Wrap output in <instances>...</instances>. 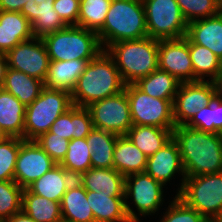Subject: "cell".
<instances>
[{"mask_svg":"<svg viewBox=\"0 0 222 222\" xmlns=\"http://www.w3.org/2000/svg\"><path fill=\"white\" fill-rule=\"evenodd\" d=\"M172 137L180 151L185 177L222 172V134L179 125L173 128Z\"/></svg>","mask_w":222,"mask_h":222,"instance_id":"cell-1","label":"cell"},{"mask_svg":"<svg viewBox=\"0 0 222 222\" xmlns=\"http://www.w3.org/2000/svg\"><path fill=\"white\" fill-rule=\"evenodd\" d=\"M125 85L113 58L102 50L88 62L70 92L72 104L87 107L92 102L119 94Z\"/></svg>","mask_w":222,"mask_h":222,"instance_id":"cell-2","label":"cell"},{"mask_svg":"<svg viewBox=\"0 0 222 222\" xmlns=\"http://www.w3.org/2000/svg\"><path fill=\"white\" fill-rule=\"evenodd\" d=\"M97 35L103 50L119 41L148 37L143 1L112 0Z\"/></svg>","mask_w":222,"mask_h":222,"instance_id":"cell-3","label":"cell"},{"mask_svg":"<svg viewBox=\"0 0 222 222\" xmlns=\"http://www.w3.org/2000/svg\"><path fill=\"white\" fill-rule=\"evenodd\" d=\"M105 50L113 58L125 84L135 83L159 68L157 39L123 40Z\"/></svg>","mask_w":222,"mask_h":222,"instance_id":"cell-4","label":"cell"},{"mask_svg":"<svg viewBox=\"0 0 222 222\" xmlns=\"http://www.w3.org/2000/svg\"><path fill=\"white\" fill-rule=\"evenodd\" d=\"M50 61L92 60L102 50L97 32L67 25L42 38Z\"/></svg>","mask_w":222,"mask_h":222,"instance_id":"cell-5","label":"cell"},{"mask_svg":"<svg viewBox=\"0 0 222 222\" xmlns=\"http://www.w3.org/2000/svg\"><path fill=\"white\" fill-rule=\"evenodd\" d=\"M72 106L69 91L44 87L40 95L26 106L23 139L36 140L48 132L53 122Z\"/></svg>","mask_w":222,"mask_h":222,"instance_id":"cell-6","label":"cell"},{"mask_svg":"<svg viewBox=\"0 0 222 222\" xmlns=\"http://www.w3.org/2000/svg\"><path fill=\"white\" fill-rule=\"evenodd\" d=\"M177 196L203 216L222 217V172L185 177Z\"/></svg>","mask_w":222,"mask_h":222,"instance_id":"cell-7","label":"cell"},{"mask_svg":"<svg viewBox=\"0 0 222 222\" xmlns=\"http://www.w3.org/2000/svg\"><path fill=\"white\" fill-rule=\"evenodd\" d=\"M148 37L178 39L186 36L188 22L176 0H142Z\"/></svg>","mask_w":222,"mask_h":222,"instance_id":"cell-8","label":"cell"},{"mask_svg":"<svg viewBox=\"0 0 222 222\" xmlns=\"http://www.w3.org/2000/svg\"><path fill=\"white\" fill-rule=\"evenodd\" d=\"M133 125L174 128L173 101L151 97L134 83L126 84Z\"/></svg>","mask_w":222,"mask_h":222,"instance_id":"cell-9","label":"cell"},{"mask_svg":"<svg viewBox=\"0 0 222 222\" xmlns=\"http://www.w3.org/2000/svg\"><path fill=\"white\" fill-rule=\"evenodd\" d=\"M165 186L156 181L146 172L134 173L125 176V209L131 222H140L133 208L128 205L127 199L132 198L141 216L152 215L162 206L163 188Z\"/></svg>","mask_w":222,"mask_h":222,"instance_id":"cell-10","label":"cell"},{"mask_svg":"<svg viewBox=\"0 0 222 222\" xmlns=\"http://www.w3.org/2000/svg\"><path fill=\"white\" fill-rule=\"evenodd\" d=\"M87 108L95 128L122 136L133 126L125 90L117 95L92 102Z\"/></svg>","mask_w":222,"mask_h":222,"instance_id":"cell-11","label":"cell"},{"mask_svg":"<svg viewBox=\"0 0 222 222\" xmlns=\"http://www.w3.org/2000/svg\"><path fill=\"white\" fill-rule=\"evenodd\" d=\"M215 98L212 81L180 83L172 104L175 126L186 125L200 109L210 105Z\"/></svg>","mask_w":222,"mask_h":222,"instance_id":"cell-12","label":"cell"},{"mask_svg":"<svg viewBox=\"0 0 222 222\" xmlns=\"http://www.w3.org/2000/svg\"><path fill=\"white\" fill-rule=\"evenodd\" d=\"M9 68L45 81L49 68V55L41 38L33 37L9 50L6 54Z\"/></svg>","mask_w":222,"mask_h":222,"instance_id":"cell-13","label":"cell"},{"mask_svg":"<svg viewBox=\"0 0 222 222\" xmlns=\"http://www.w3.org/2000/svg\"><path fill=\"white\" fill-rule=\"evenodd\" d=\"M56 165L35 140H23L17 156L14 181L25 189Z\"/></svg>","mask_w":222,"mask_h":222,"instance_id":"cell-14","label":"cell"},{"mask_svg":"<svg viewBox=\"0 0 222 222\" xmlns=\"http://www.w3.org/2000/svg\"><path fill=\"white\" fill-rule=\"evenodd\" d=\"M159 69L168 72L179 82H193L194 71L189 54V39L158 40Z\"/></svg>","mask_w":222,"mask_h":222,"instance_id":"cell-15","label":"cell"},{"mask_svg":"<svg viewBox=\"0 0 222 222\" xmlns=\"http://www.w3.org/2000/svg\"><path fill=\"white\" fill-rule=\"evenodd\" d=\"M145 172L164 186L172 180L171 178L176 173H180L183 177L177 195L181 192L185 179V171L178 145L173 137L155 154L148 157Z\"/></svg>","mask_w":222,"mask_h":222,"instance_id":"cell-16","label":"cell"},{"mask_svg":"<svg viewBox=\"0 0 222 222\" xmlns=\"http://www.w3.org/2000/svg\"><path fill=\"white\" fill-rule=\"evenodd\" d=\"M54 2L55 0H29L22 7L20 13L31 23L34 37L42 38L67 26L53 9Z\"/></svg>","mask_w":222,"mask_h":222,"instance_id":"cell-17","label":"cell"},{"mask_svg":"<svg viewBox=\"0 0 222 222\" xmlns=\"http://www.w3.org/2000/svg\"><path fill=\"white\" fill-rule=\"evenodd\" d=\"M94 222H131L125 209L124 193L86 191Z\"/></svg>","mask_w":222,"mask_h":222,"instance_id":"cell-18","label":"cell"},{"mask_svg":"<svg viewBox=\"0 0 222 222\" xmlns=\"http://www.w3.org/2000/svg\"><path fill=\"white\" fill-rule=\"evenodd\" d=\"M186 37L210 49L222 61V10L213 17L188 23Z\"/></svg>","mask_w":222,"mask_h":222,"instance_id":"cell-19","label":"cell"},{"mask_svg":"<svg viewBox=\"0 0 222 222\" xmlns=\"http://www.w3.org/2000/svg\"><path fill=\"white\" fill-rule=\"evenodd\" d=\"M93 128L89 109L73 105L53 122L49 131L70 141L86 138Z\"/></svg>","mask_w":222,"mask_h":222,"instance_id":"cell-20","label":"cell"},{"mask_svg":"<svg viewBox=\"0 0 222 222\" xmlns=\"http://www.w3.org/2000/svg\"><path fill=\"white\" fill-rule=\"evenodd\" d=\"M33 37L31 23L23 14L0 10V53L6 54L19 43Z\"/></svg>","mask_w":222,"mask_h":222,"instance_id":"cell-21","label":"cell"},{"mask_svg":"<svg viewBox=\"0 0 222 222\" xmlns=\"http://www.w3.org/2000/svg\"><path fill=\"white\" fill-rule=\"evenodd\" d=\"M75 179L65 168L57 164L39 179L31 183L27 189L31 193L43 196L48 200L61 202L63 195Z\"/></svg>","mask_w":222,"mask_h":222,"instance_id":"cell-22","label":"cell"},{"mask_svg":"<svg viewBox=\"0 0 222 222\" xmlns=\"http://www.w3.org/2000/svg\"><path fill=\"white\" fill-rule=\"evenodd\" d=\"M60 206L62 222H94L86 190L77 179L68 187Z\"/></svg>","mask_w":222,"mask_h":222,"instance_id":"cell-23","label":"cell"},{"mask_svg":"<svg viewBox=\"0 0 222 222\" xmlns=\"http://www.w3.org/2000/svg\"><path fill=\"white\" fill-rule=\"evenodd\" d=\"M148 157L126 136H118L113 153V168L124 177L145 172Z\"/></svg>","mask_w":222,"mask_h":222,"instance_id":"cell-24","label":"cell"},{"mask_svg":"<svg viewBox=\"0 0 222 222\" xmlns=\"http://www.w3.org/2000/svg\"><path fill=\"white\" fill-rule=\"evenodd\" d=\"M91 60L50 61L44 87L71 92Z\"/></svg>","mask_w":222,"mask_h":222,"instance_id":"cell-25","label":"cell"},{"mask_svg":"<svg viewBox=\"0 0 222 222\" xmlns=\"http://www.w3.org/2000/svg\"><path fill=\"white\" fill-rule=\"evenodd\" d=\"M26 106L11 93L0 89V129L7 137L23 139Z\"/></svg>","mask_w":222,"mask_h":222,"instance_id":"cell-26","label":"cell"},{"mask_svg":"<svg viewBox=\"0 0 222 222\" xmlns=\"http://www.w3.org/2000/svg\"><path fill=\"white\" fill-rule=\"evenodd\" d=\"M76 179L86 191L124 193L125 177L114 168L92 167Z\"/></svg>","mask_w":222,"mask_h":222,"instance_id":"cell-27","label":"cell"},{"mask_svg":"<svg viewBox=\"0 0 222 222\" xmlns=\"http://www.w3.org/2000/svg\"><path fill=\"white\" fill-rule=\"evenodd\" d=\"M44 88V82L24 72L7 68L2 89L15 96L25 106L31 104Z\"/></svg>","mask_w":222,"mask_h":222,"instance_id":"cell-28","label":"cell"},{"mask_svg":"<svg viewBox=\"0 0 222 222\" xmlns=\"http://www.w3.org/2000/svg\"><path fill=\"white\" fill-rule=\"evenodd\" d=\"M172 131L173 128L133 125L126 136L147 157H150L172 138Z\"/></svg>","mask_w":222,"mask_h":222,"instance_id":"cell-29","label":"cell"},{"mask_svg":"<svg viewBox=\"0 0 222 222\" xmlns=\"http://www.w3.org/2000/svg\"><path fill=\"white\" fill-rule=\"evenodd\" d=\"M118 135L93 128L86 136L87 145L91 150L93 168H113V153Z\"/></svg>","mask_w":222,"mask_h":222,"instance_id":"cell-30","label":"cell"},{"mask_svg":"<svg viewBox=\"0 0 222 222\" xmlns=\"http://www.w3.org/2000/svg\"><path fill=\"white\" fill-rule=\"evenodd\" d=\"M60 203L23 189L22 210L36 222H62Z\"/></svg>","mask_w":222,"mask_h":222,"instance_id":"cell-31","label":"cell"},{"mask_svg":"<svg viewBox=\"0 0 222 222\" xmlns=\"http://www.w3.org/2000/svg\"><path fill=\"white\" fill-rule=\"evenodd\" d=\"M180 83L168 72L158 68L148 76L138 79L134 84L151 97L174 100Z\"/></svg>","mask_w":222,"mask_h":222,"instance_id":"cell-32","label":"cell"},{"mask_svg":"<svg viewBox=\"0 0 222 222\" xmlns=\"http://www.w3.org/2000/svg\"><path fill=\"white\" fill-rule=\"evenodd\" d=\"M189 54L194 71V81H213L222 72V61L208 48L189 40Z\"/></svg>","mask_w":222,"mask_h":222,"instance_id":"cell-33","label":"cell"},{"mask_svg":"<svg viewBox=\"0 0 222 222\" xmlns=\"http://www.w3.org/2000/svg\"><path fill=\"white\" fill-rule=\"evenodd\" d=\"M91 155L86 138L72 139L68 144L66 156L60 165L77 178L80 174L92 168Z\"/></svg>","mask_w":222,"mask_h":222,"instance_id":"cell-34","label":"cell"},{"mask_svg":"<svg viewBox=\"0 0 222 222\" xmlns=\"http://www.w3.org/2000/svg\"><path fill=\"white\" fill-rule=\"evenodd\" d=\"M112 0H80L78 26L98 32L104 24Z\"/></svg>","mask_w":222,"mask_h":222,"instance_id":"cell-35","label":"cell"},{"mask_svg":"<svg viewBox=\"0 0 222 222\" xmlns=\"http://www.w3.org/2000/svg\"><path fill=\"white\" fill-rule=\"evenodd\" d=\"M23 188L13 181H0V222L22 210Z\"/></svg>","mask_w":222,"mask_h":222,"instance_id":"cell-36","label":"cell"},{"mask_svg":"<svg viewBox=\"0 0 222 222\" xmlns=\"http://www.w3.org/2000/svg\"><path fill=\"white\" fill-rule=\"evenodd\" d=\"M24 139L6 137L0 142V181H13L17 156Z\"/></svg>","mask_w":222,"mask_h":222,"instance_id":"cell-37","label":"cell"},{"mask_svg":"<svg viewBox=\"0 0 222 222\" xmlns=\"http://www.w3.org/2000/svg\"><path fill=\"white\" fill-rule=\"evenodd\" d=\"M176 2L188 23L213 17L221 11L214 0H176Z\"/></svg>","mask_w":222,"mask_h":222,"instance_id":"cell-38","label":"cell"},{"mask_svg":"<svg viewBox=\"0 0 222 222\" xmlns=\"http://www.w3.org/2000/svg\"><path fill=\"white\" fill-rule=\"evenodd\" d=\"M167 209L160 222H201L204 217L177 195Z\"/></svg>","mask_w":222,"mask_h":222,"instance_id":"cell-39","label":"cell"},{"mask_svg":"<svg viewBox=\"0 0 222 222\" xmlns=\"http://www.w3.org/2000/svg\"><path fill=\"white\" fill-rule=\"evenodd\" d=\"M35 141L57 164H60L65 158L70 142L50 131L42 134Z\"/></svg>","mask_w":222,"mask_h":222,"instance_id":"cell-40","label":"cell"},{"mask_svg":"<svg viewBox=\"0 0 222 222\" xmlns=\"http://www.w3.org/2000/svg\"><path fill=\"white\" fill-rule=\"evenodd\" d=\"M53 9L66 25H78L80 0H55Z\"/></svg>","mask_w":222,"mask_h":222,"instance_id":"cell-41","label":"cell"},{"mask_svg":"<svg viewBox=\"0 0 222 222\" xmlns=\"http://www.w3.org/2000/svg\"><path fill=\"white\" fill-rule=\"evenodd\" d=\"M186 126L213 133L212 103L200 109Z\"/></svg>","mask_w":222,"mask_h":222,"instance_id":"cell-42","label":"cell"},{"mask_svg":"<svg viewBox=\"0 0 222 222\" xmlns=\"http://www.w3.org/2000/svg\"><path fill=\"white\" fill-rule=\"evenodd\" d=\"M213 133L222 134V102L215 98L212 102Z\"/></svg>","mask_w":222,"mask_h":222,"instance_id":"cell-43","label":"cell"},{"mask_svg":"<svg viewBox=\"0 0 222 222\" xmlns=\"http://www.w3.org/2000/svg\"><path fill=\"white\" fill-rule=\"evenodd\" d=\"M27 1L29 0H0V10L20 12Z\"/></svg>","mask_w":222,"mask_h":222,"instance_id":"cell-44","label":"cell"},{"mask_svg":"<svg viewBox=\"0 0 222 222\" xmlns=\"http://www.w3.org/2000/svg\"><path fill=\"white\" fill-rule=\"evenodd\" d=\"M4 222H36V221L32 219L29 215H27L23 210H21L18 213L13 214Z\"/></svg>","mask_w":222,"mask_h":222,"instance_id":"cell-45","label":"cell"},{"mask_svg":"<svg viewBox=\"0 0 222 222\" xmlns=\"http://www.w3.org/2000/svg\"><path fill=\"white\" fill-rule=\"evenodd\" d=\"M8 68L6 55L0 53V89L3 86L6 70Z\"/></svg>","mask_w":222,"mask_h":222,"instance_id":"cell-46","label":"cell"},{"mask_svg":"<svg viewBox=\"0 0 222 222\" xmlns=\"http://www.w3.org/2000/svg\"><path fill=\"white\" fill-rule=\"evenodd\" d=\"M212 82L215 87V97L222 102V72Z\"/></svg>","mask_w":222,"mask_h":222,"instance_id":"cell-47","label":"cell"},{"mask_svg":"<svg viewBox=\"0 0 222 222\" xmlns=\"http://www.w3.org/2000/svg\"><path fill=\"white\" fill-rule=\"evenodd\" d=\"M201 222H222V217L204 216Z\"/></svg>","mask_w":222,"mask_h":222,"instance_id":"cell-48","label":"cell"},{"mask_svg":"<svg viewBox=\"0 0 222 222\" xmlns=\"http://www.w3.org/2000/svg\"><path fill=\"white\" fill-rule=\"evenodd\" d=\"M6 137L7 135L0 129V142H2Z\"/></svg>","mask_w":222,"mask_h":222,"instance_id":"cell-49","label":"cell"},{"mask_svg":"<svg viewBox=\"0 0 222 222\" xmlns=\"http://www.w3.org/2000/svg\"><path fill=\"white\" fill-rule=\"evenodd\" d=\"M214 1L220 7V9L222 10V0H214Z\"/></svg>","mask_w":222,"mask_h":222,"instance_id":"cell-50","label":"cell"}]
</instances>
